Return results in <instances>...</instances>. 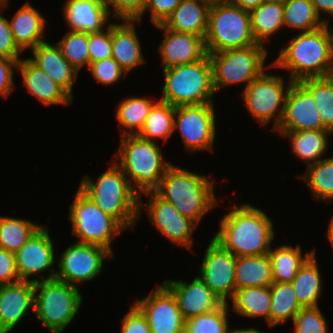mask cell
Masks as SVG:
<instances>
[{"label": "cell", "instance_id": "obj_20", "mask_svg": "<svg viewBox=\"0 0 333 333\" xmlns=\"http://www.w3.org/2000/svg\"><path fill=\"white\" fill-rule=\"evenodd\" d=\"M164 284L175 295L184 320L214 311L223 304L199 276L188 284L181 280H169Z\"/></svg>", "mask_w": 333, "mask_h": 333}, {"label": "cell", "instance_id": "obj_42", "mask_svg": "<svg viewBox=\"0 0 333 333\" xmlns=\"http://www.w3.org/2000/svg\"><path fill=\"white\" fill-rule=\"evenodd\" d=\"M295 333H328L327 323L320 308H301L292 318Z\"/></svg>", "mask_w": 333, "mask_h": 333}, {"label": "cell", "instance_id": "obj_10", "mask_svg": "<svg viewBox=\"0 0 333 333\" xmlns=\"http://www.w3.org/2000/svg\"><path fill=\"white\" fill-rule=\"evenodd\" d=\"M69 210L72 234L80 238L79 243L100 245L113 253L111 239L124 230L114 218L103 212L80 189Z\"/></svg>", "mask_w": 333, "mask_h": 333}, {"label": "cell", "instance_id": "obj_29", "mask_svg": "<svg viewBox=\"0 0 333 333\" xmlns=\"http://www.w3.org/2000/svg\"><path fill=\"white\" fill-rule=\"evenodd\" d=\"M291 139L293 152L308 166L317 163L327 152V135L333 134L329 130H305L279 132Z\"/></svg>", "mask_w": 333, "mask_h": 333}, {"label": "cell", "instance_id": "obj_39", "mask_svg": "<svg viewBox=\"0 0 333 333\" xmlns=\"http://www.w3.org/2000/svg\"><path fill=\"white\" fill-rule=\"evenodd\" d=\"M298 177L306 181L317 200H333V157L307 166L304 175Z\"/></svg>", "mask_w": 333, "mask_h": 333}, {"label": "cell", "instance_id": "obj_24", "mask_svg": "<svg viewBox=\"0 0 333 333\" xmlns=\"http://www.w3.org/2000/svg\"><path fill=\"white\" fill-rule=\"evenodd\" d=\"M211 4L210 0H182L163 25L172 31L204 38Z\"/></svg>", "mask_w": 333, "mask_h": 333}, {"label": "cell", "instance_id": "obj_26", "mask_svg": "<svg viewBox=\"0 0 333 333\" xmlns=\"http://www.w3.org/2000/svg\"><path fill=\"white\" fill-rule=\"evenodd\" d=\"M9 24L14 41L21 51L28 47L33 49L45 42L42 40L45 19L30 3H26L16 12Z\"/></svg>", "mask_w": 333, "mask_h": 333}, {"label": "cell", "instance_id": "obj_2", "mask_svg": "<svg viewBox=\"0 0 333 333\" xmlns=\"http://www.w3.org/2000/svg\"><path fill=\"white\" fill-rule=\"evenodd\" d=\"M160 150L154 141L142 139L138 135H125L122 136L119 152L115 154V158H119L116 164L126 178L129 174L127 179L139 196V216L143 204L141 194L154 192L165 171L172 165L163 160Z\"/></svg>", "mask_w": 333, "mask_h": 333}, {"label": "cell", "instance_id": "obj_22", "mask_svg": "<svg viewBox=\"0 0 333 333\" xmlns=\"http://www.w3.org/2000/svg\"><path fill=\"white\" fill-rule=\"evenodd\" d=\"M63 9L67 24L75 32H101L110 17L107 6L96 0H66Z\"/></svg>", "mask_w": 333, "mask_h": 333}, {"label": "cell", "instance_id": "obj_19", "mask_svg": "<svg viewBox=\"0 0 333 333\" xmlns=\"http://www.w3.org/2000/svg\"><path fill=\"white\" fill-rule=\"evenodd\" d=\"M155 26L165 31L166 35L159 46V52L163 59V69L194 63L208 55L203 37L172 31L163 24Z\"/></svg>", "mask_w": 333, "mask_h": 333}, {"label": "cell", "instance_id": "obj_54", "mask_svg": "<svg viewBox=\"0 0 333 333\" xmlns=\"http://www.w3.org/2000/svg\"><path fill=\"white\" fill-rule=\"evenodd\" d=\"M228 333H262L254 328H249V329H234L228 331Z\"/></svg>", "mask_w": 333, "mask_h": 333}, {"label": "cell", "instance_id": "obj_5", "mask_svg": "<svg viewBox=\"0 0 333 333\" xmlns=\"http://www.w3.org/2000/svg\"><path fill=\"white\" fill-rule=\"evenodd\" d=\"M154 192L170 202L181 215L191 218L197 224L217 204L213 183L207 177L173 164L165 171Z\"/></svg>", "mask_w": 333, "mask_h": 333}, {"label": "cell", "instance_id": "obj_52", "mask_svg": "<svg viewBox=\"0 0 333 333\" xmlns=\"http://www.w3.org/2000/svg\"><path fill=\"white\" fill-rule=\"evenodd\" d=\"M233 4L239 6L245 11L251 12L264 2V0H231Z\"/></svg>", "mask_w": 333, "mask_h": 333}, {"label": "cell", "instance_id": "obj_14", "mask_svg": "<svg viewBox=\"0 0 333 333\" xmlns=\"http://www.w3.org/2000/svg\"><path fill=\"white\" fill-rule=\"evenodd\" d=\"M236 261L235 255L212 238L205 252L199 277L223 303H228L227 297L232 299L236 291Z\"/></svg>", "mask_w": 333, "mask_h": 333}, {"label": "cell", "instance_id": "obj_6", "mask_svg": "<svg viewBox=\"0 0 333 333\" xmlns=\"http://www.w3.org/2000/svg\"><path fill=\"white\" fill-rule=\"evenodd\" d=\"M204 40L207 54L257 44L250 12L231 1H213Z\"/></svg>", "mask_w": 333, "mask_h": 333}, {"label": "cell", "instance_id": "obj_48", "mask_svg": "<svg viewBox=\"0 0 333 333\" xmlns=\"http://www.w3.org/2000/svg\"><path fill=\"white\" fill-rule=\"evenodd\" d=\"M182 0H147L144 12L151 11L154 25L163 24Z\"/></svg>", "mask_w": 333, "mask_h": 333}, {"label": "cell", "instance_id": "obj_32", "mask_svg": "<svg viewBox=\"0 0 333 333\" xmlns=\"http://www.w3.org/2000/svg\"><path fill=\"white\" fill-rule=\"evenodd\" d=\"M251 29L257 43L266 39L284 27V4L263 2L250 12Z\"/></svg>", "mask_w": 333, "mask_h": 333}, {"label": "cell", "instance_id": "obj_16", "mask_svg": "<svg viewBox=\"0 0 333 333\" xmlns=\"http://www.w3.org/2000/svg\"><path fill=\"white\" fill-rule=\"evenodd\" d=\"M278 132L328 130L322 123L312 94L299 82L293 81L285 99Z\"/></svg>", "mask_w": 333, "mask_h": 333}, {"label": "cell", "instance_id": "obj_23", "mask_svg": "<svg viewBox=\"0 0 333 333\" xmlns=\"http://www.w3.org/2000/svg\"><path fill=\"white\" fill-rule=\"evenodd\" d=\"M16 69H20L24 87H27L38 101L51 106L72 104L73 98L29 59L20 60Z\"/></svg>", "mask_w": 333, "mask_h": 333}, {"label": "cell", "instance_id": "obj_36", "mask_svg": "<svg viewBox=\"0 0 333 333\" xmlns=\"http://www.w3.org/2000/svg\"><path fill=\"white\" fill-rule=\"evenodd\" d=\"M299 82L312 94L323 125L333 133V75Z\"/></svg>", "mask_w": 333, "mask_h": 333}, {"label": "cell", "instance_id": "obj_56", "mask_svg": "<svg viewBox=\"0 0 333 333\" xmlns=\"http://www.w3.org/2000/svg\"><path fill=\"white\" fill-rule=\"evenodd\" d=\"M287 0H264V2H270V3H285Z\"/></svg>", "mask_w": 333, "mask_h": 333}, {"label": "cell", "instance_id": "obj_40", "mask_svg": "<svg viewBox=\"0 0 333 333\" xmlns=\"http://www.w3.org/2000/svg\"><path fill=\"white\" fill-rule=\"evenodd\" d=\"M228 303L214 311L185 320L184 333H228Z\"/></svg>", "mask_w": 333, "mask_h": 333}, {"label": "cell", "instance_id": "obj_8", "mask_svg": "<svg viewBox=\"0 0 333 333\" xmlns=\"http://www.w3.org/2000/svg\"><path fill=\"white\" fill-rule=\"evenodd\" d=\"M32 280L35 283L34 315L51 333H61L72 322L82 305L77 285H70L56 278Z\"/></svg>", "mask_w": 333, "mask_h": 333}, {"label": "cell", "instance_id": "obj_30", "mask_svg": "<svg viewBox=\"0 0 333 333\" xmlns=\"http://www.w3.org/2000/svg\"><path fill=\"white\" fill-rule=\"evenodd\" d=\"M231 300L234 311L238 314L249 318L264 316L269 325L271 311L270 286L236 289Z\"/></svg>", "mask_w": 333, "mask_h": 333}, {"label": "cell", "instance_id": "obj_44", "mask_svg": "<svg viewBox=\"0 0 333 333\" xmlns=\"http://www.w3.org/2000/svg\"><path fill=\"white\" fill-rule=\"evenodd\" d=\"M89 70L94 79L104 85L119 81L125 72L112 57L90 63Z\"/></svg>", "mask_w": 333, "mask_h": 333}, {"label": "cell", "instance_id": "obj_15", "mask_svg": "<svg viewBox=\"0 0 333 333\" xmlns=\"http://www.w3.org/2000/svg\"><path fill=\"white\" fill-rule=\"evenodd\" d=\"M134 304L146 316L152 333H184L185 320L177 299L165 284Z\"/></svg>", "mask_w": 333, "mask_h": 333}, {"label": "cell", "instance_id": "obj_7", "mask_svg": "<svg viewBox=\"0 0 333 333\" xmlns=\"http://www.w3.org/2000/svg\"><path fill=\"white\" fill-rule=\"evenodd\" d=\"M165 84L160 100L172 106L212 103L215 93L209 56L190 64L163 69Z\"/></svg>", "mask_w": 333, "mask_h": 333}, {"label": "cell", "instance_id": "obj_3", "mask_svg": "<svg viewBox=\"0 0 333 333\" xmlns=\"http://www.w3.org/2000/svg\"><path fill=\"white\" fill-rule=\"evenodd\" d=\"M290 42L281 49L271 67L290 70L292 81L333 75L330 41L325 25L314 31L299 33Z\"/></svg>", "mask_w": 333, "mask_h": 333}, {"label": "cell", "instance_id": "obj_33", "mask_svg": "<svg viewBox=\"0 0 333 333\" xmlns=\"http://www.w3.org/2000/svg\"><path fill=\"white\" fill-rule=\"evenodd\" d=\"M175 106L168 102L158 101L151 108L150 114L145 119L142 130L138 136L153 142L157 138L166 141L174 129Z\"/></svg>", "mask_w": 333, "mask_h": 333}, {"label": "cell", "instance_id": "obj_35", "mask_svg": "<svg viewBox=\"0 0 333 333\" xmlns=\"http://www.w3.org/2000/svg\"><path fill=\"white\" fill-rule=\"evenodd\" d=\"M327 20H320L311 0H287L284 3V26L310 32L324 26Z\"/></svg>", "mask_w": 333, "mask_h": 333}, {"label": "cell", "instance_id": "obj_46", "mask_svg": "<svg viewBox=\"0 0 333 333\" xmlns=\"http://www.w3.org/2000/svg\"><path fill=\"white\" fill-rule=\"evenodd\" d=\"M121 333H152L146 316L133 304L122 319Z\"/></svg>", "mask_w": 333, "mask_h": 333}, {"label": "cell", "instance_id": "obj_21", "mask_svg": "<svg viewBox=\"0 0 333 333\" xmlns=\"http://www.w3.org/2000/svg\"><path fill=\"white\" fill-rule=\"evenodd\" d=\"M32 53L34 56L29 60L73 98L72 86L79 71L68 62L59 47L45 41L33 48Z\"/></svg>", "mask_w": 333, "mask_h": 333}, {"label": "cell", "instance_id": "obj_9", "mask_svg": "<svg viewBox=\"0 0 333 333\" xmlns=\"http://www.w3.org/2000/svg\"><path fill=\"white\" fill-rule=\"evenodd\" d=\"M257 43L244 48L208 54L212 64L215 93L221 86L246 82L248 86L265 70L267 50Z\"/></svg>", "mask_w": 333, "mask_h": 333}, {"label": "cell", "instance_id": "obj_55", "mask_svg": "<svg viewBox=\"0 0 333 333\" xmlns=\"http://www.w3.org/2000/svg\"><path fill=\"white\" fill-rule=\"evenodd\" d=\"M328 238L333 247V217H332V220L330 221V225H329V229H328Z\"/></svg>", "mask_w": 333, "mask_h": 333}, {"label": "cell", "instance_id": "obj_45", "mask_svg": "<svg viewBox=\"0 0 333 333\" xmlns=\"http://www.w3.org/2000/svg\"><path fill=\"white\" fill-rule=\"evenodd\" d=\"M147 0H109L107 8L110 14L109 6H113L115 14L113 18L118 17L123 21H137L141 20L144 13V8L146 6Z\"/></svg>", "mask_w": 333, "mask_h": 333}, {"label": "cell", "instance_id": "obj_53", "mask_svg": "<svg viewBox=\"0 0 333 333\" xmlns=\"http://www.w3.org/2000/svg\"><path fill=\"white\" fill-rule=\"evenodd\" d=\"M328 30V36H329V41H330V57H331V62H332V67H333V33L330 32L328 21L325 22L324 24Z\"/></svg>", "mask_w": 333, "mask_h": 333}, {"label": "cell", "instance_id": "obj_27", "mask_svg": "<svg viewBox=\"0 0 333 333\" xmlns=\"http://www.w3.org/2000/svg\"><path fill=\"white\" fill-rule=\"evenodd\" d=\"M235 280L236 289L271 286L273 276L269 255L237 257Z\"/></svg>", "mask_w": 333, "mask_h": 333}, {"label": "cell", "instance_id": "obj_17", "mask_svg": "<svg viewBox=\"0 0 333 333\" xmlns=\"http://www.w3.org/2000/svg\"><path fill=\"white\" fill-rule=\"evenodd\" d=\"M54 245L49 236L47 227H40L31 238L15 253L16 269L20 281H31L29 277L41 273L47 269L51 274L41 279L50 280L55 277L57 271L52 269L55 263Z\"/></svg>", "mask_w": 333, "mask_h": 333}, {"label": "cell", "instance_id": "obj_4", "mask_svg": "<svg viewBox=\"0 0 333 333\" xmlns=\"http://www.w3.org/2000/svg\"><path fill=\"white\" fill-rule=\"evenodd\" d=\"M83 178L79 189L103 212L114 218L124 229L134 226L139 219V196L114 163L99 176L97 183Z\"/></svg>", "mask_w": 333, "mask_h": 333}, {"label": "cell", "instance_id": "obj_58", "mask_svg": "<svg viewBox=\"0 0 333 333\" xmlns=\"http://www.w3.org/2000/svg\"><path fill=\"white\" fill-rule=\"evenodd\" d=\"M107 6L109 0H96Z\"/></svg>", "mask_w": 333, "mask_h": 333}, {"label": "cell", "instance_id": "obj_11", "mask_svg": "<svg viewBox=\"0 0 333 333\" xmlns=\"http://www.w3.org/2000/svg\"><path fill=\"white\" fill-rule=\"evenodd\" d=\"M292 82V80H289L285 91V84L280 76L263 72L254 79L245 87L242 94L251 115L262 125L271 121L274 116L273 130L275 131L282 120L286 95Z\"/></svg>", "mask_w": 333, "mask_h": 333}, {"label": "cell", "instance_id": "obj_34", "mask_svg": "<svg viewBox=\"0 0 333 333\" xmlns=\"http://www.w3.org/2000/svg\"><path fill=\"white\" fill-rule=\"evenodd\" d=\"M271 290V311L269 327L286 322L302 308L291 283L273 282Z\"/></svg>", "mask_w": 333, "mask_h": 333}, {"label": "cell", "instance_id": "obj_37", "mask_svg": "<svg viewBox=\"0 0 333 333\" xmlns=\"http://www.w3.org/2000/svg\"><path fill=\"white\" fill-rule=\"evenodd\" d=\"M154 104L151 100L139 97L122 100L118 105L116 117L119 123L128 130H123L121 136L138 135Z\"/></svg>", "mask_w": 333, "mask_h": 333}, {"label": "cell", "instance_id": "obj_12", "mask_svg": "<svg viewBox=\"0 0 333 333\" xmlns=\"http://www.w3.org/2000/svg\"><path fill=\"white\" fill-rule=\"evenodd\" d=\"M213 103L175 107L174 129L178 128L189 151L211 149L215 141V111Z\"/></svg>", "mask_w": 333, "mask_h": 333}, {"label": "cell", "instance_id": "obj_57", "mask_svg": "<svg viewBox=\"0 0 333 333\" xmlns=\"http://www.w3.org/2000/svg\"><path fill=\"white\" fill-rule=\"evenodd\" d=\"M8 0H0V10L3 8L7 3Z\"/></svg>", "mask_w": 333, "mask_h": 333}, {"label": "cell", "instance_id": "obj_41", "mask_svg": "<svg viewBox=\"0 0 333 333\" xmlns=\"http://www.w3.org/2000/svg\"><path fill=\"white\" fill-rule=\"evenodd\" d=\"M56 45L76 70L85 65L89 68L88 33L70 30Z\"/></svg>", "mask_w": 333, "mask_h": 333}, {"label": "cell", "instance_id": "obj_18", "mask_svg": "<svg viewBox=\"0 0 333 333\" xmlns=\"http://www.w3.org/2000/svg\"><path fill=\"white\" fill-rule=\"evenodd\" d=\"M151 201L147 211L150 221L174 244H181L191 248V233L197 223L191 218L181 215L179 211L166 200L159 197L155 192H148Z\"/></svg>", "mask_w": 333, "mask_h": 333}, {"label": "cell", "instance_id": "obj_13", "mask_svg": "<svg viewBox=\"0 0 333 333\" xmlns=\"http://www.w3.org/2000/svg\"><path fill=\"white\" fill-rule=\"evenodd\" d=\"M112 255L111 251L100 245L74 243L61 254L59 271L54 278L70 285L93 280L101 273L104 257Z\"/></svg>", "mask_w": 333, "mask_h": 333}, {"label": "cell", "instance_id": "obj_38", "mask_svg": "<svg viewBox=\"0 0 333 333\" xmlns=\"http://www.w3.org/2000/svg\"><path fill=\"white\" fill-rule=\"evenodd\" d=\"M29 220L0 217V248L16 253L40 228Z\"/></svg>", "mask_w": 333, "mask_h": 333}, {"label": "cell", "instance_id": "obj_59", "mask_svg": "<svg viewBox=\"0 0 333 333\" xmlns=\"http://www.w3.org/2000/svg\"><path fill=\"white\" fill-rule=\"evenodd\" d=\"M211 2L213 1H231V0H210Z\"/></svg>", "mask_w": 333, "mask_h": 333}, {"label": "cell", "instance_id": "obj_51", "mask_svg": "<svg viewBox=\"0 0 333 333\" xmlns=\"http://www.w3.org/2000/svg\"><path fill=\"white\" fill-rule=\"evenodd\" d=\"M316 14L320 17V13L324 12L333 17V0H311Z\"/></svg>", "mask_w": 333, "mask_h": 333}, {"label": "cell", "instance_id": "obj_49", "mask_svg": "<svg viewBox=\"0 0 333 333\" xmlns=\"http://www.w3.org/2000/svg\"><path fill=\"white\" fill-rule=\"evenodd\" d=\"M18 281L20 279L16 269L15 253L0 248V285L13 284Z\"/></svg>", "mask_w": 333, "mask_h": 333}, {"label": "cell", "instance_id": "obj_50", "mask_svg": "<svg viewBox=\"0 0 333 333\" xmlns=\"http://www.w3.org/2000/svg\"><path fill=\"white\" fill-rule=\"evenodd\" d=\"M20 60L0 57V95L7 98L14 89L13 67L16 69Z\"/></svg>", "mask_w": 333, "mask_h": 333}, {"label": "cell", "instance_id": "obj_25", "mask_svg": "<svg viewBox=\"0 0 333 333\" xmlns=\"http://www.w3.org/2000/svg\"><path fill=\"white\" fill-rule=\"evenodd\" d=\"M136 21L112 23V58L128 73L143 63L140 41L135 30Z\"/></svg>", "mask_w": 333, "mask_h": 333}, {"label": "cell", "instance_id": "obj_1", "mask_svg": "<svg viewBox=\"0 0 333 333\" xmlns=\"http://www.w3.org/2000/svg\"><path fill=\"white\" fill-rule=\"evenodd\" d=\"M233 207L224 215L220 230L213 239L236 257L268 254L274 239L270 218L248 203Z\"/></svg>", "mask_w": 333, "mask_h": 333}, {"label": "cell", "instance_id": "obj_47", "mask_svg": "<svg viewBox=\"0 0 333 333\" xmlns=\"http://www.w3.org/2000/svg\"><path fill=\"white\" fill-rule=\"evenodd\" d=\"M19 52H22L16 45L11 32L9 20L0 14V57L21 60Z\"/></svg>", "mask_w": 333, "mask_h": 333}, {"label": "cell", "instance_id": "obj_31", "mask_svg": "<svg viewBox=\"0 0 333 333\" xmlns=\"http://www.w3.org/2000/svg\"><path fill=\"white\" fill-rule=\"evenodd\" d=\"M314 252H308L306 257H303L299 245L295 248L285 245L275 250L270 248L268 255L272 264L273 282L291 283L300 267Z\"/></svg>", "mask_w": 333, "mask_h": 333}, {"label": "cell", "instance_id": "obj_43", "mask_svg": "<svg viewBox=\"0 0 333 333\" xmlns=\"http://www.w3.org/2000/svg\"><path fill=\"white\" fill-rule=\"evenodd\" d=\"M106 30L88 34L89 65L112 57V24Z\"/></svg>", "mask_w": 333, "mask_h": 333}, {"label": "cell", "instance_id": "obj_28", "mask_svg": "<svg viewBox=\"0 0 333 333\" xmlns=\"http://www.w3.org/2000/svg\"><path fill=\"white\" fill-rule=\"evenodd\" d=\"M291 284L302 308L318 306L322 282L315 252L300 267Z\"/></svg>", "mask_w": 333, "mask_h": 333}]
</instances>
